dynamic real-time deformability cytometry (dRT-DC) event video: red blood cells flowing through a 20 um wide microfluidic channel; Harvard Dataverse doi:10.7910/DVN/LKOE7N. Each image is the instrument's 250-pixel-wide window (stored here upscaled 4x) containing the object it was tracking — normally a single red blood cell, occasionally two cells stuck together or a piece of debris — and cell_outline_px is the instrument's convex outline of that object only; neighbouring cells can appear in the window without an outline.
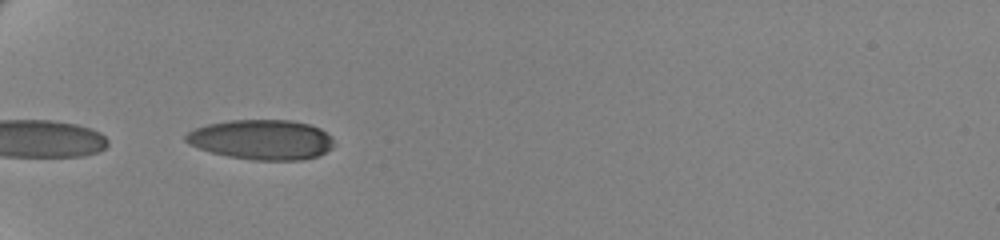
{"species": "human", "species_latin": "Homo sapiens", "temperature_condition": "cold", "stored_images_in_passage": 9, "camera_frame_rate_fps": 3000, "um_per_image_px": 0.085, "donor": {"sex": "female"}, "frame": {"image": 1, "passage_image": 1, "time_ms": 0.0, "image_size_px": [1000, 240], "cell_outline_px": [[336, 144], [332, 148], [316, 156], [300, 160], [256, 160], [228, 156], [212, 152], [188, 144], [184, 140], [184, 136], [188, 132], [196, 128], [208, 124], [228, 120], [292, 120], [308, 124], [320, 128], [332, 136]], "centroid_in_image_um": [22.26, 11.86], "position_along_channel_um": 62.7, "area_um2": 34.51}}
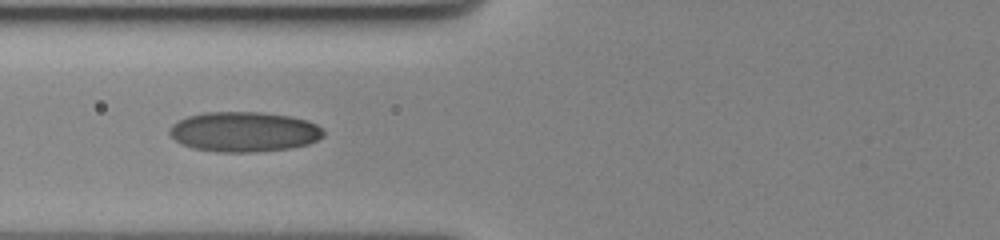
{"frame": {"image": 2, "passage_image": 6, "time_ms": 1.667, "image_size_px": [1000, 240], "cell_outline_px": [[324, 136], [308, 144], [292, 148], [256, 152], [216, 152], [192, 148], [180, 144], [168, 132], [172, 124], [188, 116], [204, 112], [260, 112], [292, 116], [308, 120], [324, 128]], "centroid_in_image_um": [20.77, 11.2], "position_along_channel_um": 105.0, "area_um2": 36.24}}
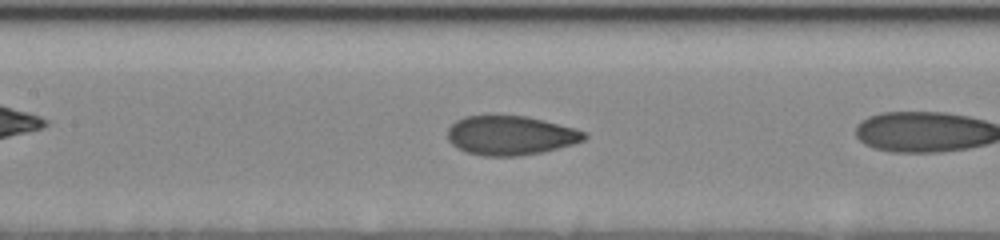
{"frame": {"image": 3, "passage_image": 8, "time_ms": 2.333, "image_size_px": [1000, 240], "cell_outline_px": [[588, 136], [584, 140], [572, 144], [544, 152], [520, 156], [484, 156], [468, 152], [452, 144], [448, 140], [448, 128], [456, 120], [464, 116], [524, 116], [576, 128], [584, 132]], "centroid_in_image_um": [43.4, 11.52], "position_along_channel_um": 164.0, "area_um2": 31.04}}